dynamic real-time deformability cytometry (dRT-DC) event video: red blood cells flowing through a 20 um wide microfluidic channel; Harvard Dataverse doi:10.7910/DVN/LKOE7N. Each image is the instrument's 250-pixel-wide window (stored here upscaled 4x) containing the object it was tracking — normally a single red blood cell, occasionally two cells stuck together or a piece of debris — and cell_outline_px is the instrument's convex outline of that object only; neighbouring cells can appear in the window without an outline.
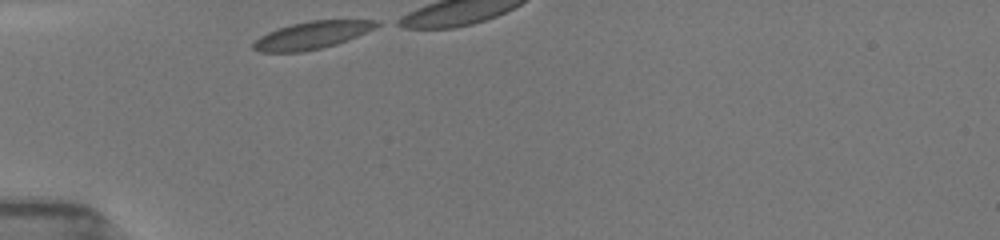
{"species": "common noctule bat (a hibernating species)", "species_latin": "Nyctalus noctula", "temperature_condition": "room temperature", "stored_images_in_passage": 5, "camera_frame_rate_fps": 3000, "um_per_image_px": 0.085, "animal": {"sex": "female", "body_mass_g": 19.5, "forearm_length_mm": 54.1}, "frame": {"image": 1, "passage_image": 1, "time_ms": 0.0, "image_size_px": [1000, 240], "cell_outline_px": [[384, 24], [376, 28], [348, 40], [336, 44], [320, 48], [300, 52], [260, 52], [252, 48], [252, 44], [260, 36], [276, 28], [308, 20], [380, 20]], "centroid_in_image_um": [26.55, 2.98], "position_along_channel_um": 58.4, "area_um2": 19.88}}